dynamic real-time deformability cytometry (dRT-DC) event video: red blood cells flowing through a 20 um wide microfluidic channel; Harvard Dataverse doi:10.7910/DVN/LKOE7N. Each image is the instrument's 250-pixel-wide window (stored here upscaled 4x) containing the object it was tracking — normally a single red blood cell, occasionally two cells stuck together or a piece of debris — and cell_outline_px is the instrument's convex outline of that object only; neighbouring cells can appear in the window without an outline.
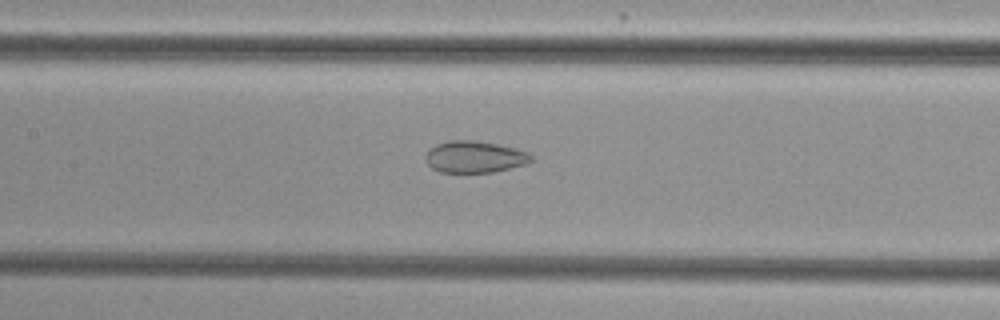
{"species": "common noctule bat (a hibernating species)", "species_latin": "Nyctalus noctula", "temperature_condition": "cold", "stored_images_in_passage": 44, "camera_frame_rate_fps": 3000, "um_per_image_px": 0.085, "animal": {"sex": "female", "body_mass_g": 29.2, "forearm_length_mm": 56.3}, "frame": {"image": 1, "passage_image": 17, "time_ms": 5.333, "image_size_px": [1000, 320], "cell_outline_px": [[532, 160], [524, 164], [492, 172], [440, 172], [432, 168], [428, 164], [424, 156], [436, 144], [448, 140], [472, 140], [496, 144], [516, 148], [528, 152], [532, 156]], "centroid_in_image_um": [40.32, 13.33], "position_along_channel_um": 167.1, "area_um2": 19.31}}
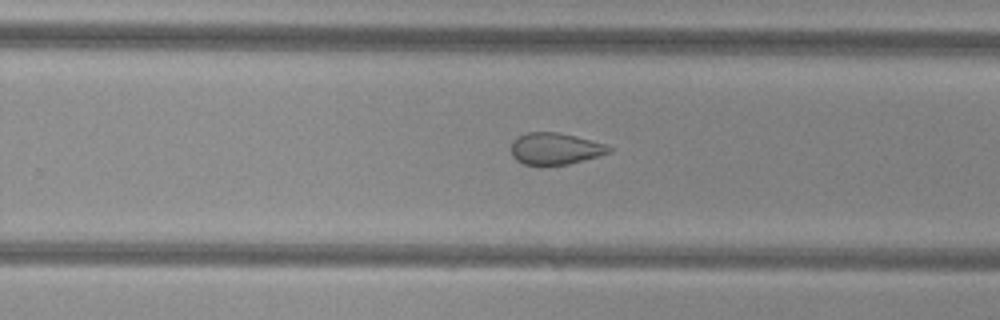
{"frame": {"image": 2, "passage_image": 26, "time_ms": 8.333, "image_size_px": [1000, 320], "cell_outline_px": [[612, 152], [568, 164], [524, 164], [516, 160], [512, 156], [512, 140], [516, 136], [528, 132], [556, 132], [576, 136], [604, 144], [612, 148]], "centroid_in_image_um": [47.17, 12.62], "position_along_channel_um": 282.6, "area_um2": 17.86}}
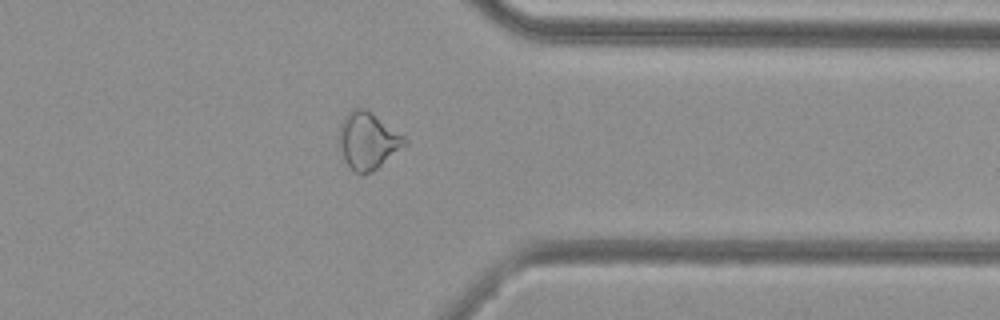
{"frame": {"image": 3, "passage_image": 34, "time_ms": 11.0, "image_size_px": [1000, 320], "cell_outline_px": [[408, 144], [372, 172], [360, 176], [344, 160], [340, 144], [340, 128], [344, 116], [352, 108], [364, 108], [372, 112], [404, 136], [408, 140]], "centroid_in_image_um": [31.3, 11.96], "position_along_channel_um": 380.1, "area_um2": 21.62}}